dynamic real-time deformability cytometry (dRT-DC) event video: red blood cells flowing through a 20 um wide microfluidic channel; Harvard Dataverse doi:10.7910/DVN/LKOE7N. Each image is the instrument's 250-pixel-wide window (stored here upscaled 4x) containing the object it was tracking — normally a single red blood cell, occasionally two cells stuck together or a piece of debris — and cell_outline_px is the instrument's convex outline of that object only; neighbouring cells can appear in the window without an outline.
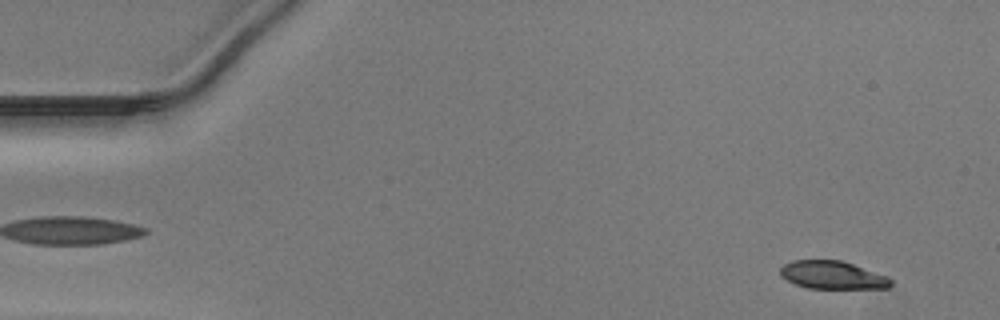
{"species": "Egyptian fruit bat (a non-hibernating species)", "species_latin": "Rousettus aegyptiacus", "temperature_condition": "warm", "stored_images_in_passage": 42, "camera_frame_rate_fps": 3000, "um_per_image_px": 0.085, "animal": {"sex": "male"}, "frame": {"image": 1, "passage_image": 3, "time_ms": 0.667, "image_size_px": [1000, 320], "cell_outline_px": [[892, 284], [888, 288], [808, 288], [796, 284], [780, 276], [780, 268], [784, 264], [792, 260], [840, 260], [888, 276], [892, 280]], "centroid_in_image_um": [70.76, 23.38], "position_along_channel_um": 14.2, "area_um2": 17.92}}
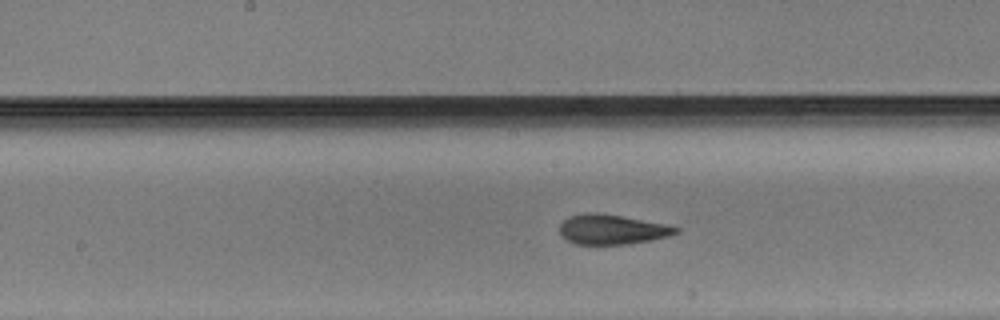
{"frame": {"image": 2, "passage_image": 25, "time_ms": 8.0, "image_size_px": [1000, 320], "cell_outline_px": [[680, 232], [668, 236], [628, 244], [576, 244], [568, 240], [560, 232], [560, 224], [568, 216], [584, 212], [600, 212], [664, 224], [680, 228]], "centroid_in_image_um": [52.0, 19.48], "position_along_channel_um": 196.2, "area_um2": 20.06}}
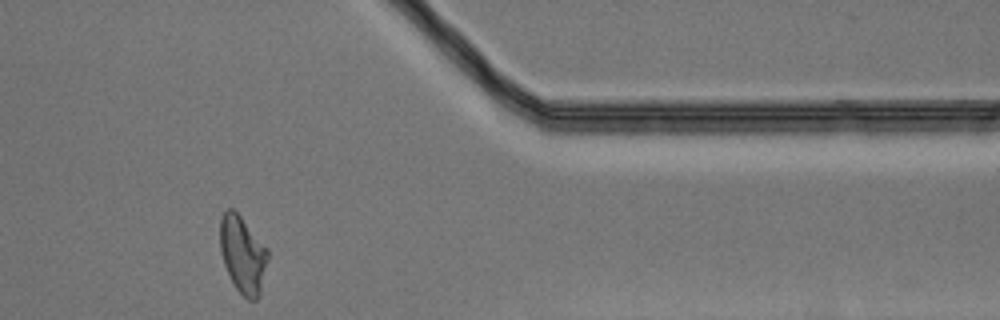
{"frame": {"image": 3, "passage_image": 41, "time_ms": 13.333, "image_size_px": [1000, 320], "cell_outline_px": [[268, 260], [260, 296], [256, 300], [248, 300], [236, 288], [224, 264], [220, 248], [220, 220], [224, 212], [228, 208], [232, 208], [240, 216], [268, 248]], "centroid_in_image_um": [20.65, 21.65], "position_along_channel_um": 390.7, "area_um2": 21.33}}